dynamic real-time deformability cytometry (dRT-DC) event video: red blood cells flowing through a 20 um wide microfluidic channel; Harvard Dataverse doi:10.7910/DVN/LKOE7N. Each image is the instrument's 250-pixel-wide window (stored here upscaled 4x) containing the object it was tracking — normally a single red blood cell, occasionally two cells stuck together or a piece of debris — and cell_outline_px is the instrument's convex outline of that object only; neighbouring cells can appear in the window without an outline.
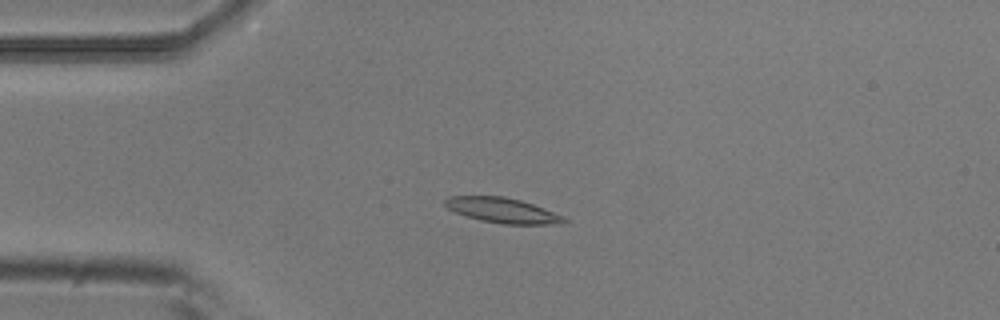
{"species": "common noctule bat (a hibernating species)", "species_latin": "Nyctalus noctula", "temperature_condition": "room temperature", "stored_images_in_passage": 6, "camera_frame_rate_fps": 3000, "um_per_image_px": 0.085, "animal": {"sex": "male", "body_mass_g": 20.5, "forearm_length_mm": 52.5}, "frame": {"image": 1, "passage_image": 4, "time_ms": 1.0, "image_size_px": [1000, 320], "cell_outline_px": [[568, 220], [564, 224], [504, 224], [480, 220], [456, 212], [448, 208], [444, 204], [444, 200], [448, 196], [504, 196], [520, 200], [544, 208], [564, 216]], "centroid_in_image_um": [42.74, 17.88], "position_along_channel_um": 42.3, "area_um2": 17.34}}
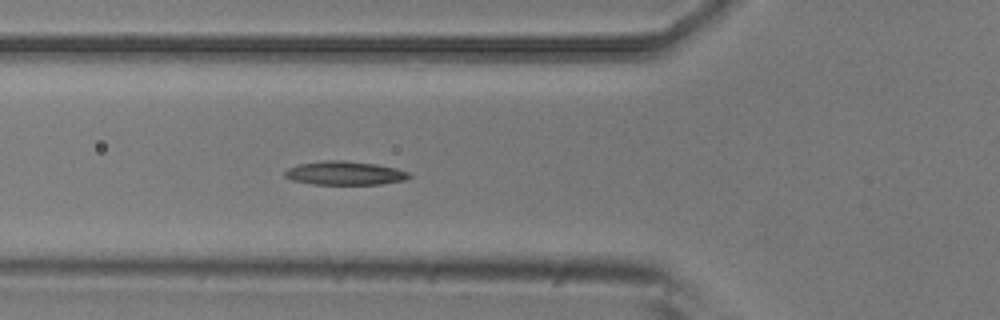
{"frame": {"image": 2, "passage_image": 6, "time_ms": 1.667, "image_size_px": [1000, 320], "cell_outline_px": [[412, 176], [404, 180], [380, 184], [312, 184], [292, 180], [284, 176], [284, 172], [288, 168], [300, 164], [324, 160], [344, 160], [376, 164], [396, 168], [408, 172]], "centroid_in_image_um": [29.3, 14.71], "position_along_channel_um": 96.5, "area_um2": 17.11}}